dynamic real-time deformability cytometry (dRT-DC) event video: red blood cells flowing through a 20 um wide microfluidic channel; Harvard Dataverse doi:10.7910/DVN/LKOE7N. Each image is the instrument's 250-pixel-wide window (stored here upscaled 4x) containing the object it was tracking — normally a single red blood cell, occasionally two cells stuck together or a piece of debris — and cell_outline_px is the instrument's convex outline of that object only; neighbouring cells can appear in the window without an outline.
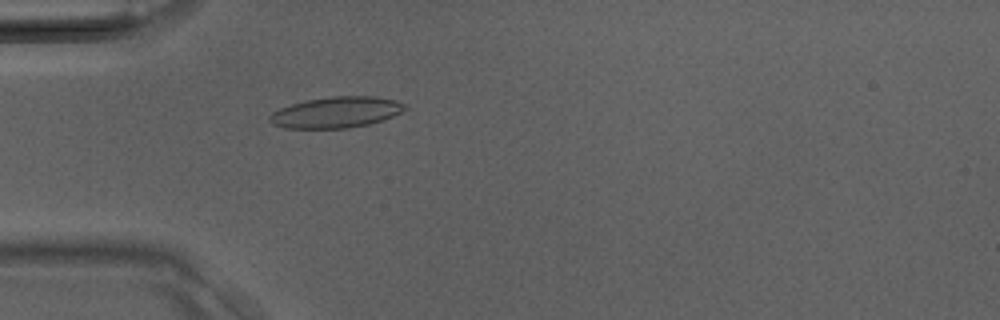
{"species": "Egyptian fruit bat (a non-hibernating species)", "species_latin": "Rousettus aegyptiacus", "temperature_condition": "room temperature", "stored_images_in_passage": 39, "camera_frame_rate_fps": 3000, "um_per_image_px": 0.085, "animal": {"sex": "male"}, "frame": {"image": 1, "passage_image": 12, "time_ms": 3.667, "image_size_px": [1000, 320], "cell_outline_px": [[408, 108], [384, 120], [368, 124], [348, 128], [284, 128], [272, 124], [268, 120], [268, 116], [272, 112], [280, 108], [292, 104], [308, 100], [332, 96], [376, 96], [396, 100], [408, 104]], "centroid_in_image_um": [28.6, 9.54], "position_along_channel_um": 56.4, "area_um2": 24.57}}
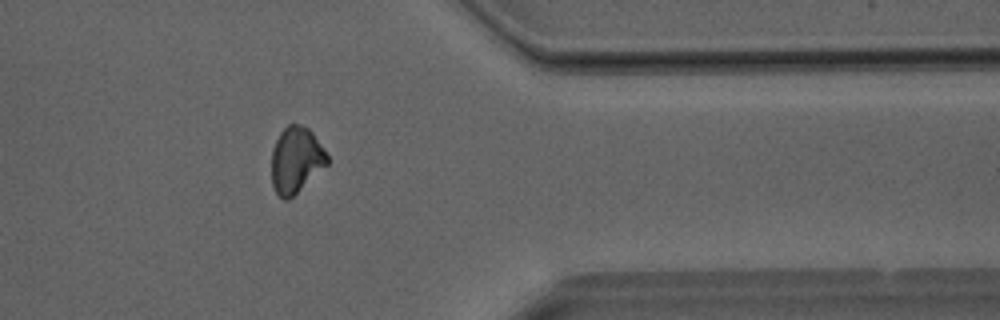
{"frame": {"image": 2, "passage_image": 32, "time_ms": 10.333, "image_size_px": [1000, 320], "cell_outline_px": [[328, 164], [288, 200], [284, 200], [276, 192], [272, 184], [272, 152], [276, 140], [280, 132], [288, 124], [296, 124], [308, 128], [312, 132], [328, 156]], "centroid_in_image_um": [25.15, 13.59], "position_along_channel_um": 386.2, "area_um2": 21.1}}
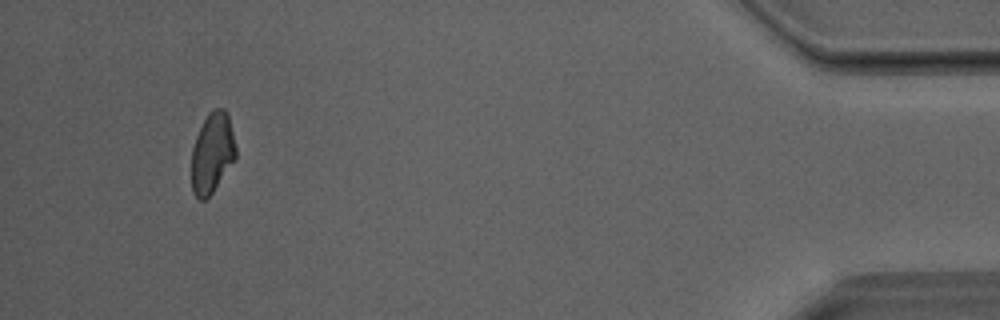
{"frame": {"image": 3, "passage_image": 37, "time_ms": 12.0, "image_size_px": [1000, 320], "cell_outline_px": [[236, 160], [212, 192], [204, 200], [200, 200], [192, 192], [192, 148], [196, 136], [208, 112], [212, 108], [224, 108], [228, 112], [236, 148]], "centroid_in_image_um": [18.05, 12.97], "position_along_channel_um": 417.1, "area_um2": 20.87}}